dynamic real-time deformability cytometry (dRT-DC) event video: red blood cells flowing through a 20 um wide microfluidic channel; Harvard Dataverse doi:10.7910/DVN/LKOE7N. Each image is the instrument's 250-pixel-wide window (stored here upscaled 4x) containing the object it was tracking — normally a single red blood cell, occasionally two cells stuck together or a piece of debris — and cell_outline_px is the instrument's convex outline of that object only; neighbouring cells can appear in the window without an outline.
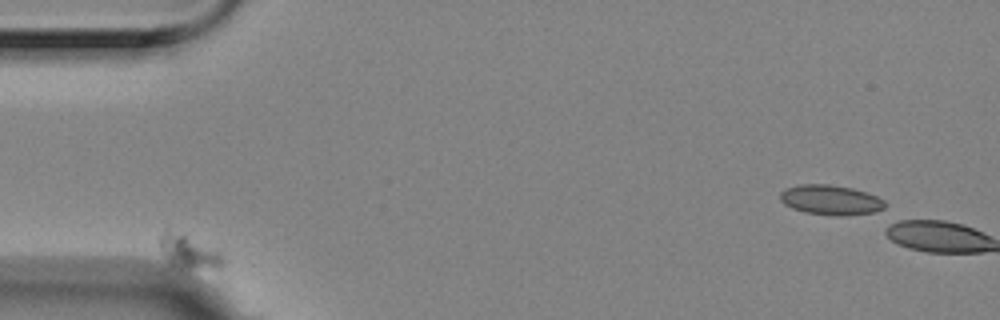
{"species": "Egyptian fruit bat (a non-hibernating species)", "species_latin": "Rousettus aegyptiacus", "temperature_condition": "room temperature", "stored_images_in_passage": 10, "segment_of_instrument_passage": [1, 2], "camera_frame_rate_fps": 3000, "um_per_image_px": 0.085, "animal": {"sex": "female"}, "frame": {"image": 1, "passage_image": 1, "time_ms": 0.0, "image_size_px": [1000, 320], "cell_outline_px": [[224, 268], [188, 276], [168, 264], [160, 248], [160, 236], [164, 228], [168, 228], [224, 252]], "centroid_in_image_um": [16.12, 21.57], "position_along_channel_um": 68.9, "area_um2": 14.16}}
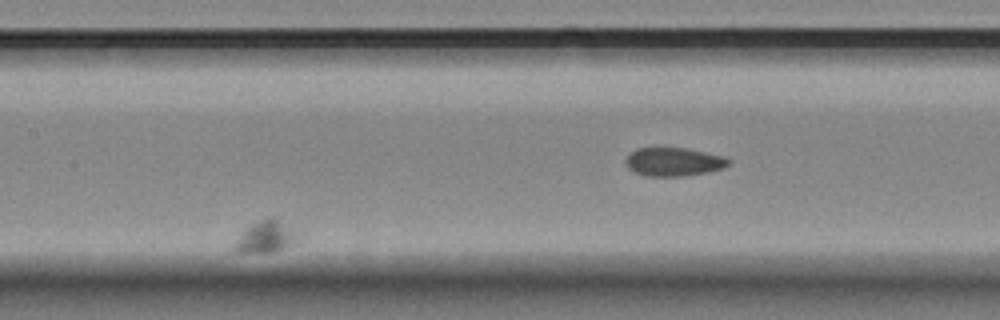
{"frame": {"image": 2, "passage_image": 6, "time_ms": 1.667, "image_size_px": [1000, 320], "cell_outline_px": [[292, 244], [272, 252], [236, 252], [232, 248], [232, 244], [252, 224], [268, 216], [272, 216], [292, 236]], "centroid_in_image_um": [22.38, 20.17], "position_along_channel_um": 185.0, "area_um2": 10.46}}